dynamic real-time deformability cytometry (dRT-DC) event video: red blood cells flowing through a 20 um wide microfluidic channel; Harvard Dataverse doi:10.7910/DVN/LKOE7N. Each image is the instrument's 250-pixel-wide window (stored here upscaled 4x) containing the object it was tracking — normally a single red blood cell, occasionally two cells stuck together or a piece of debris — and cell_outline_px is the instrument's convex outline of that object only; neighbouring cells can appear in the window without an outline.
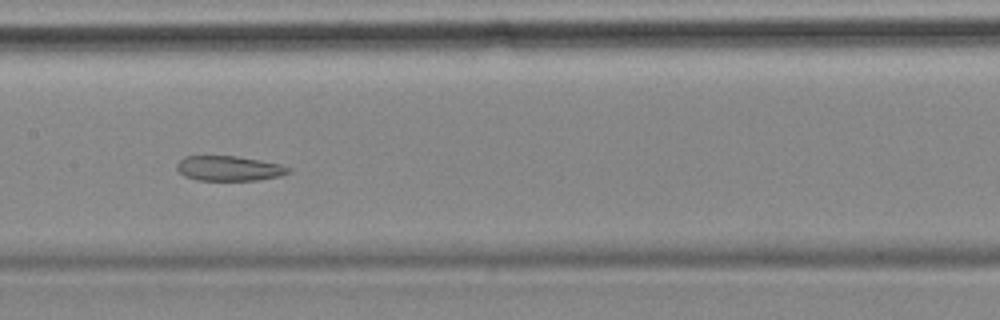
{"species": "common noctule bat (a hibernating species)", "species_latin": "Nyctalus noctula", "temperature_condition": "cold", "stored_images_in_passage": 52, "segment_of_instrument_passage": [2, 2], "camera_frame_rate_fps": 3000, "um_per_image_px": 0.085, "animal": {"sex": "female", "body_mass_g": 18.4}, "frame": {"image": 1, "passage_image": 23, "time_ms": 7.333, "image_size_px": [1000, 320], "cell_outline_px": [[292, 172], [280, 176], [256, 180], [196, 180], [184, 176], [176, 168], [176, 164], [184, 156], [236, 156], [260, 160], [280, 164], [292, 168]], "centroid_in_image_um": [19.48, 14.31], "position_along_channel_um": 187.9, "area_um2": 16.3}}
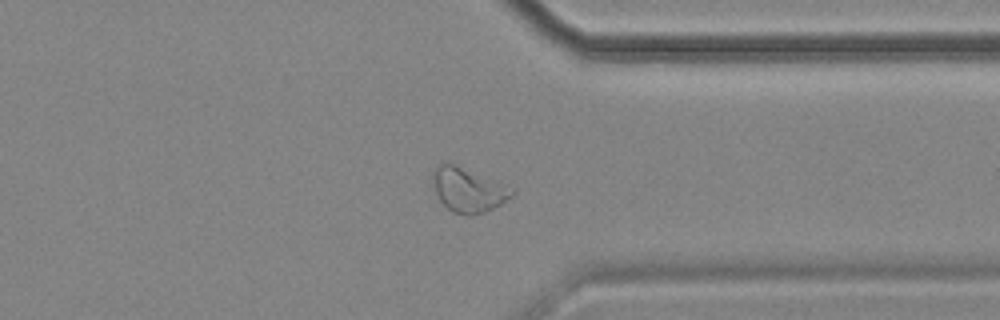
{"frame": {"image": 2, "passage_image": 39, "time_ms": 12.667, "image_size_px": [1000, 320], "cell_outline_px": [[516, 192], [512, 196], [500, 204], [484, 212], [472, 216], [468, 216], [452, 212], [440, 200], [436, 192], [432, 180], [432, 168], [440, 160], [448, 160], [504, 184]], "centroid_in_image_um": [39.72, 16.08], "position_along_channel_um": 371.7, "area_um2": 20.81}}
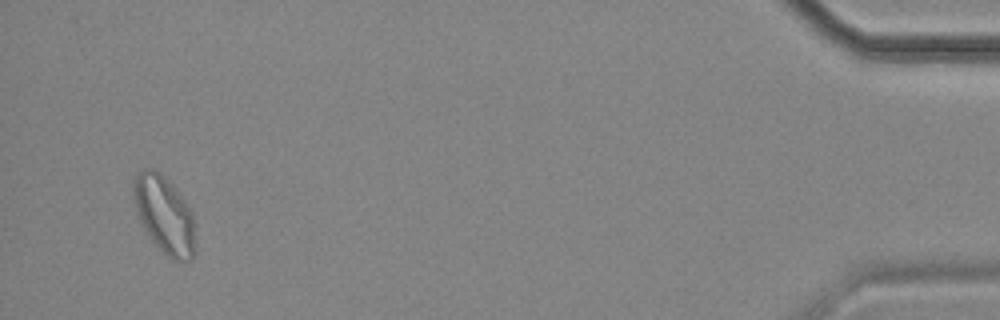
{"frame": {"image": 3, "passage_image": 50, "time_ms": 16.333, "image_size_px": [1000, 320], "cell_outline_px": [[196, 252], [188, 260], [172, 260], [152, 240], [144, 228], [136, 212], [132, 196], [132, 180], [144, 168], [152, 168], [160, 172], [176, 188], [192, 212], [196, 224]], "centroid_in_image_um": [13.99, 18.24], "position_along_channel_um": 421.2, "area_um2": 28.26}}